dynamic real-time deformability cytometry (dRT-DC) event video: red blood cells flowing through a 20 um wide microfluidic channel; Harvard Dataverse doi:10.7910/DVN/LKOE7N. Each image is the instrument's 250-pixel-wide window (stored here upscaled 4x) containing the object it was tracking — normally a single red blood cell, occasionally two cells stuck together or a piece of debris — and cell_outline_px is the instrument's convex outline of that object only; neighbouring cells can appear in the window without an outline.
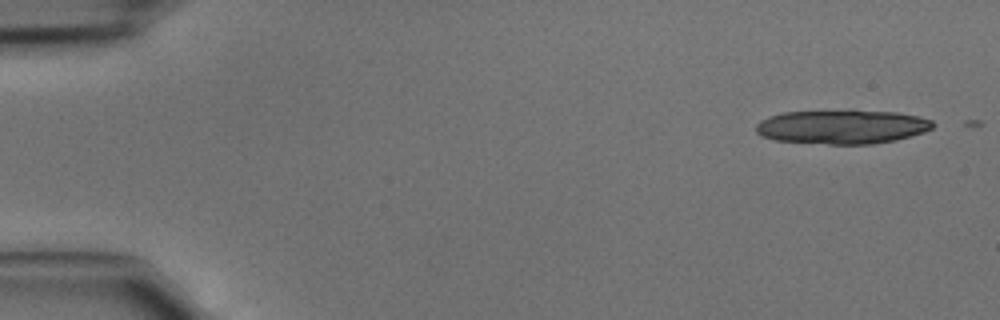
{"species": "common noctule bat (a hibernating species)", "species_latin": "Nyctalus noctula", "temperature_condition": "cold", "stored_images_in_passage": 3, "camera_frame_rate_fps": 3000, "um_per_image_px": 0.085, "animal": {"sex": "male", "body_mass_g": 15.6}, "frame": {"image": 1, "passage_image": 2, "time_ms": 0.333, "image_size_px": [1000, 320], "cell_outline_px": [[936, 124], [932, 128], [924, 132], [896, 140], [872, 144], [828, 144], [776, 140], [760, 136], [756, 132], [756, 124], [760, 120], [768, 116], [784, 112], [896, 112], [920, 116], [932, 120]], "centroid_in_image_um": [71.58, 10.8], "position_along_channel_um": 13.4, "area_um2": 34.56}}